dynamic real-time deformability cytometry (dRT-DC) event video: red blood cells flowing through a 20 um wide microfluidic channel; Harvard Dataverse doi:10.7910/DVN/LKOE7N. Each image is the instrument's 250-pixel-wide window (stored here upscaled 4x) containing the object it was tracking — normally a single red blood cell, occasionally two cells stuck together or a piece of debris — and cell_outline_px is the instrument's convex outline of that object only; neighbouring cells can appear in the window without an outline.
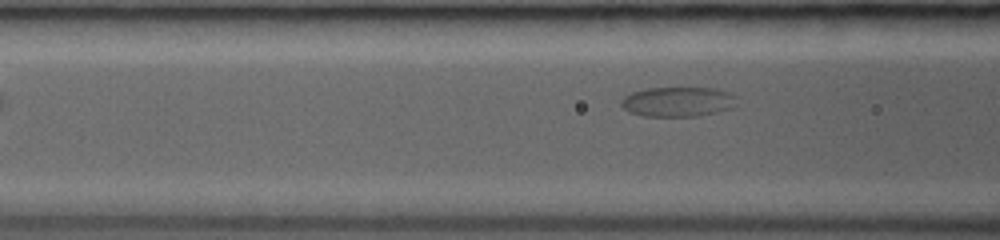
{"species": "common noctule bat (a hibernating species)", "species_latin": "Nyctalus noctula", "temperature_condition": "room temperature", "stored_images_in_passage": 4, "segment_of_instrument_passage": [2, 2], "camera_frame_rate_fps": 3000, "um_per_image_px": 0.085, "animal": {"sex": "female", "body_mass_g": 19.0, "forearm_length_mm": 53.3}, "frame": {"image": 1, "passage_image": 4, "time_ms": 2.667, "image_size_px": [1000, 240], "cell_outline_px": [[736, 108], [700, 116], [644, 116], [628, 112], [620, 104], [620, 100], [624, 96], [632, 92], [648, 88], [716, 88], [728, 92], [736, 96]], "centroid_in_image_um": [57.65, 8.65], "position_along_channel_um": 109.0, "area_um2": 20.35}}